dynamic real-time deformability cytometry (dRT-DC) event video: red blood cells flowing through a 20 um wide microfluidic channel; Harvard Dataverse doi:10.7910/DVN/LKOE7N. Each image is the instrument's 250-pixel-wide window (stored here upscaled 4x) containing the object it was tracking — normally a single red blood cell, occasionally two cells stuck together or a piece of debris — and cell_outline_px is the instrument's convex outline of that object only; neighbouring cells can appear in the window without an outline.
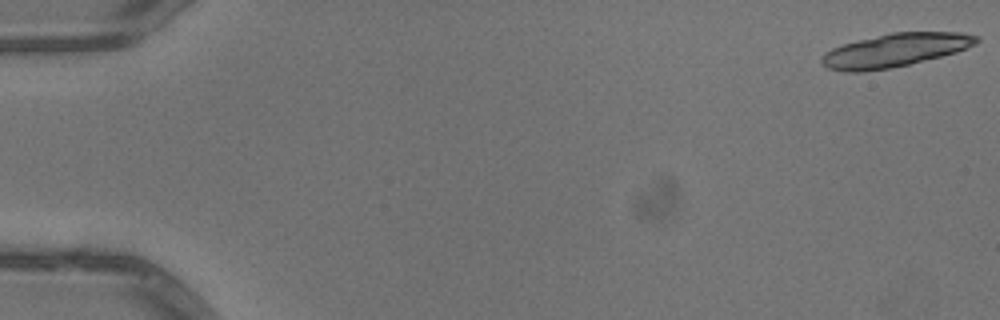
{"species": "common noctule bat (a hibernating species)", "species_latin": "Nyctalus noctula", "temperature_condition": "warm", "stored_images_in_passage": 7, "camera_frame_rate_fps": 3000, "um_per_image_px": 0.085, "animal": {"sex": "male", "body_mass_g": 13.3}, "frame": {"image": 1, "passage_image": 1, "time_ms": 0.0, "image_size_px": [1000, 320], "cell_outline_px": [[980, 40], [976, 44], [956, 52], [908, 64], [888, 68], [864, 72], [844, 72], [828, 68], [820, 60], [824, 52], [832, 48], [856, 40], [892, 32], [964, 32], [980, 36]], "centroid_in_image_um": [76.08, 4.26], "position_along_channel_um": 8.9, "area_um2": 30.06}}